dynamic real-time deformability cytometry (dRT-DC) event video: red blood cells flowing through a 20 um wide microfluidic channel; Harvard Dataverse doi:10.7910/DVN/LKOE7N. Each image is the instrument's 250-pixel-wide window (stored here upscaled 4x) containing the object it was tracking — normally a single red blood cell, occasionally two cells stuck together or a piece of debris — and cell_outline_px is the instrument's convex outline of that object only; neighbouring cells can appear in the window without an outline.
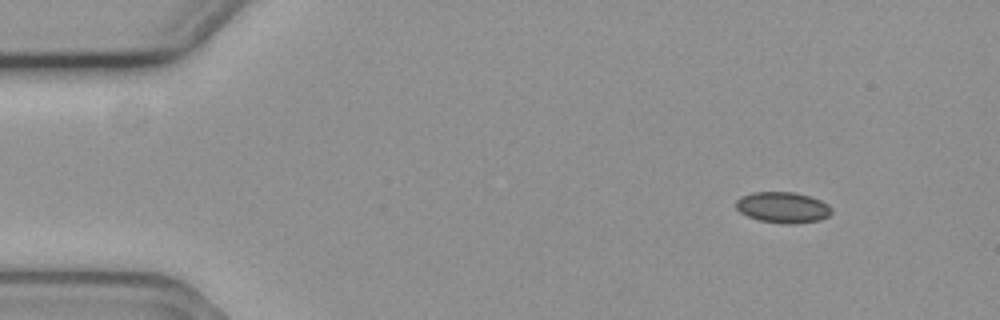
{"species": "common noctule bat (a hibernating species)", "species_latin": "Nyctalus noctula", "temperature_condition": "cold", "stored_images_in_passage": 3, "camera_frame_rate_fps": 3000, "um_per_image_px": 0.085, "animal": {"sex": "female", "body_mass_g": 19.3, "forearm_length_mm": 54.1}, "frame": {"image": 1, "passage_image": 1, "time_ms": 0.0, "image_size_px": [1000, 320], "cell_outline_px": [[832, 212], [828, 216], [820, 220], [792, 224], [788, 224], [760, 220], [748, 216], [740, 212], [736, 208], [736, 200], [740, 196], [752, 192], [796, 192], [820, 200], [828, 204], [832, 208]], "centroid_in_image_um": [66.54, 17.62], "position_along_channel_um": 18.5, "area_um2": 17.22}}
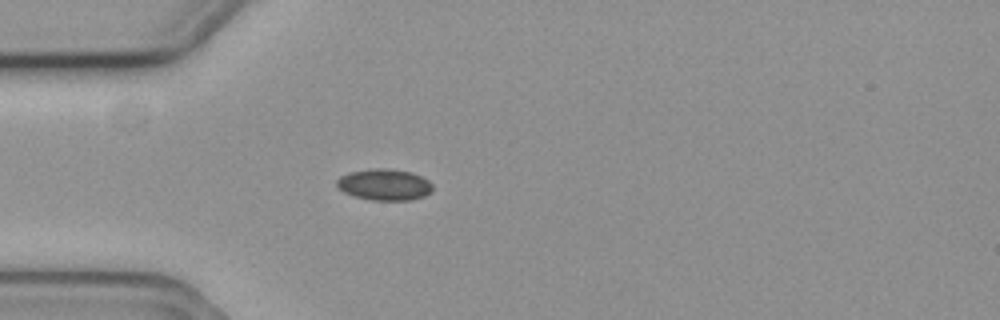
{"frame": {"image": 2, "passage_image": 3, "time_ms": 0.667, "image_size_px": [1000, 320], "cell_outline_px": [[432, 192], [424, 196], [408, 200], [372, 200], [356, 196], [344, 192], [336, 184], [336, 180], [340, 176], [348, 172], [372, 168], [384, 168], [412, 172], [428, 180], [432, 184]], "centroid_in_image_um": [32.67, 15.68], "position_along_channel_um": 52.3, "area_um2": 17.46}}